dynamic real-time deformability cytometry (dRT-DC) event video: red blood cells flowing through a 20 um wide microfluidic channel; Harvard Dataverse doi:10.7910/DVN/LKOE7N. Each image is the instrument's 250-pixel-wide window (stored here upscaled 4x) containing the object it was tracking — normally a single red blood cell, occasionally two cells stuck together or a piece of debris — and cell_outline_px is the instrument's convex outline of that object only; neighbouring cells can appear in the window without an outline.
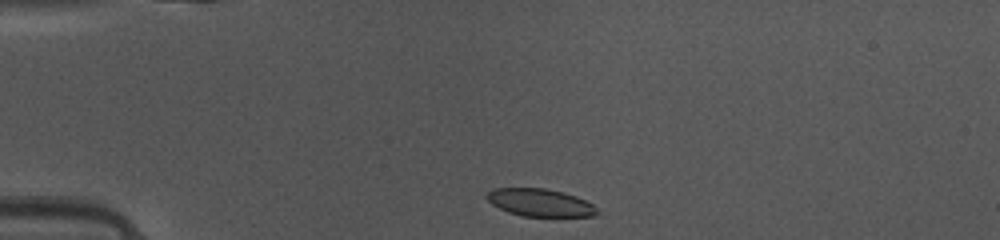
{"species": "common noctule bat (a hibernating species)", "species_latin": "Nyctalus noctula", "temperature_condition": "warm", "stored_images_in_passage": 38, "camera_frame_rate_fps": 3000, "um_per_image_px": 0.085, "animal": {"sex": "female", "body_mass_g": 10.0, "forearm_length_mm": 53.1}, "frame": {"image": 1, "passage_image": 1, "time_ms": 0.0, "image_size_px": [1000, 240], "cell_outline_px": [[600, 212], [596, 216], [524, 216], [508, 212], [492, 204], [484, 196], [492, 188], [544, 188], [564, 192], [576, 196], [592, 204]], "centroid_in_image_um": [45.9, 17.21], "position_along_channel_um": 39.1, "area_um2": 17.74}}
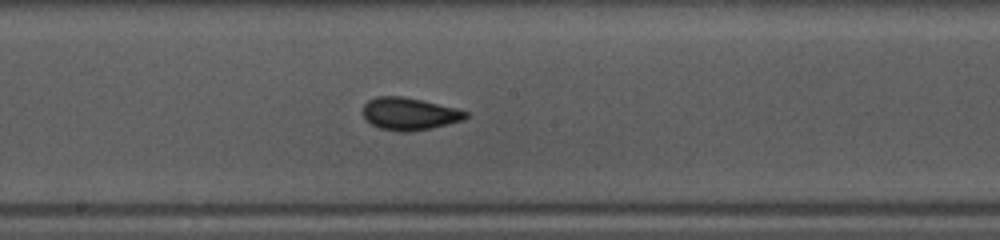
{"frame": {"image": 2, "passage_image": 16, "time_ms": 5.0, "image_size_px": [1000, 240], "cell_outline_px": [[468, 116], [464, 120], [432, 128], [408, 132], [400, 132], [380, 128], [364, 120], [364, 104], [368, 100], [376, 96], [404, 96], [456, 108], [468, 112]], "centroid_in_image_um": [34.79, 9.67], "position_along_channel_um": 213.4, "area_um2": 19.48}}
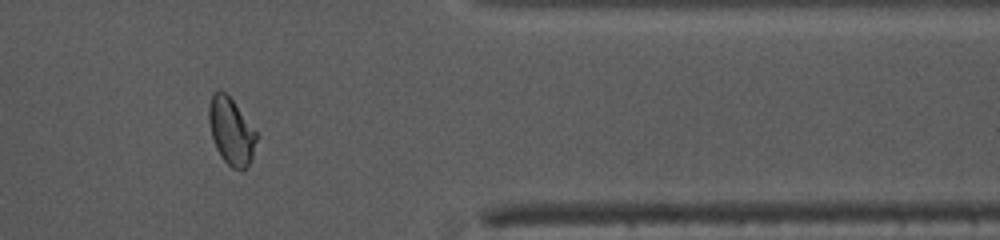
{"frame": {"image": 3, "passage_image": 30, "time_ms": 9.667, "image_size_px": [1000, 240], "cell_outline_px": [[256, 140], [252, 160], [244, 168], [232, 168], [220, 156], [216, 148], [212, 136], [208, 120], [208, 108], [212, 96], [220, 88], [232, 100], [256, 132]], "centroid_in_image_um": [19.63, 11.16], "position_along_channel_um": 391.8, "area_um2": 18.09}, "authors_computed_cell_mechanics": {"area_um2": 19.0451, "velocity_mm_per_s": 4.1378, "shape_relaxation_time_tau1_ms": 2.8852, "shape_relaxation_time_tau2_ms": 1.0871, "deformation_change_tau1": 0.127, "deformation_change_tau2": 0.0523}}